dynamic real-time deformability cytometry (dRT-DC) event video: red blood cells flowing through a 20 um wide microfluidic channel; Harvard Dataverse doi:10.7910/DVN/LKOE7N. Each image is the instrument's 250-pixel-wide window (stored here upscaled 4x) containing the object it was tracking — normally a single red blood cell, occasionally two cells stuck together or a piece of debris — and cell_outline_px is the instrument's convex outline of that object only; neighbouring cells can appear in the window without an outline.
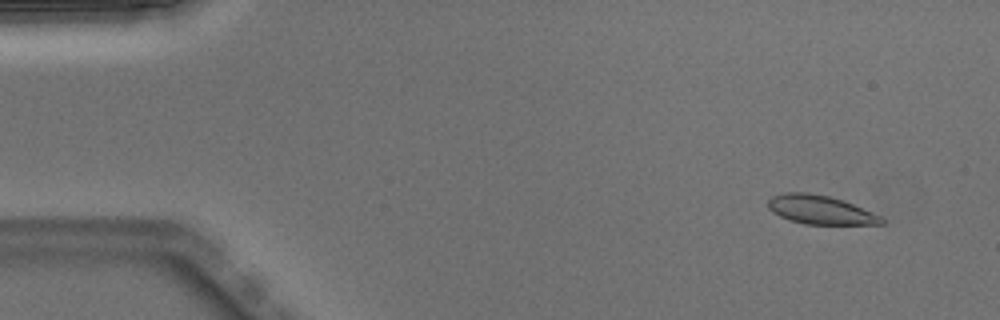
{"species": "Egyptian fruit bat (a non-hibernating species)", "species_latin": "Rousettus aegyptiacus", "temperature_condition": "warm", "stored_images_in_passage": 49, "camera_frame_rate_fps": 3000, "um_per_image_px": 0.085, "animal": {"sex": "male"}, "frame": {"image": 1, "passage_image": 3, "time_ms": 0.667, "image_size_px": [1000, 320], "cell_outline_px": [[884, 224], [804, 224], [788, 220], [772, 212], [768, 208], [768, 200], [772, 196], [784, 192], [808, 192], [828, 196], [852, 204], [872, 212], [880, 216], [884, 220]], "centroid_in_image_um": [69.67, 17.83], "position_along_channel_um": 15.3, "area_um2": 18.9}}
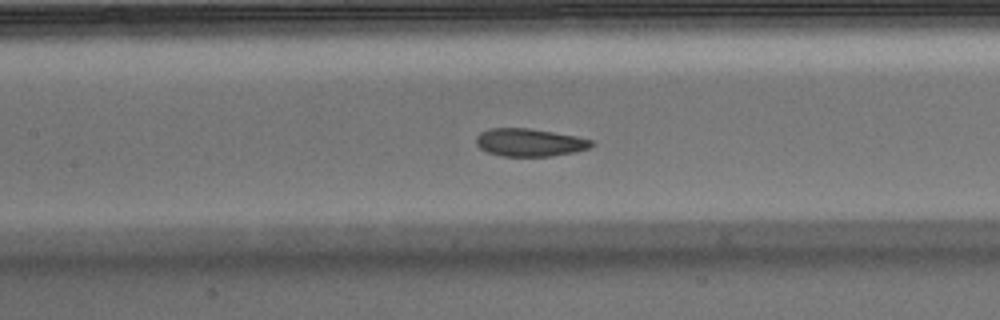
{"frame": {"image": 2, "passage_image": 22, "time_ms": 7.0, "image_size_px": [1000, 320], "cell_outline_px": [[596, 144], [588, 148], [576, 152], [552, 156], [500, 156], [488, 152], [480, 148], [476, 144], [476, 136], [480, 132], [488, 128], [528, 128], [576, 136], [592, 140]], "centroid_in_image_um": [45.01, 12.11], "position_along_channel_um": 162.4, "area_um2": 18.79}}
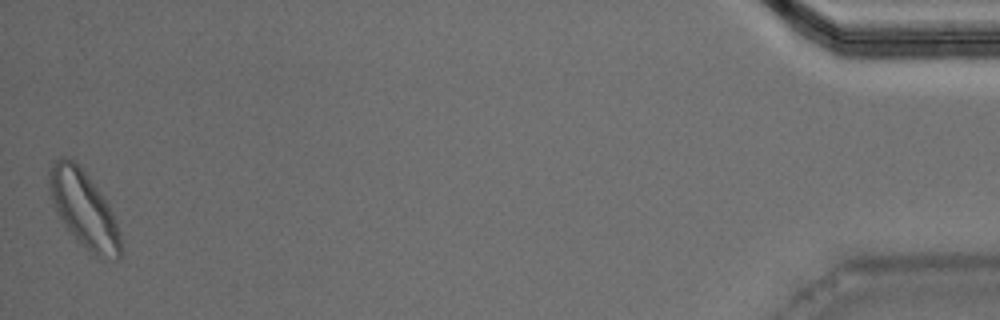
{"frame": {"image": 3, "passage_image": 49, "time_ms": 16.0, "image_size_px": [1000, 320], "cell_outline_px": [[124, 252], [120, 260], [96, 260], [68, 228], [52, 204], [48, 192], [48, 172], [52, 164], [60, 156], [72, 160], [88, 176], [100, 192], [108, 204], [116, 220], [120, 232]], "centroid_in_image_um": [7.17, 17.87], "position_along_channel_um": 428.0, "area_um2": 32.14}, "authors_computed_cell_mechanics": {"area_um2": 19.652, "velocity_mm_per_s": 3.9839, "shape_relaxation_time_tau1_ms": 3.5546, "shape_relaxation_time_tau2_ms": 2.1171, "deformation_change_tau1": 0.1247, "deformation_change_tau2": 0.0729}}